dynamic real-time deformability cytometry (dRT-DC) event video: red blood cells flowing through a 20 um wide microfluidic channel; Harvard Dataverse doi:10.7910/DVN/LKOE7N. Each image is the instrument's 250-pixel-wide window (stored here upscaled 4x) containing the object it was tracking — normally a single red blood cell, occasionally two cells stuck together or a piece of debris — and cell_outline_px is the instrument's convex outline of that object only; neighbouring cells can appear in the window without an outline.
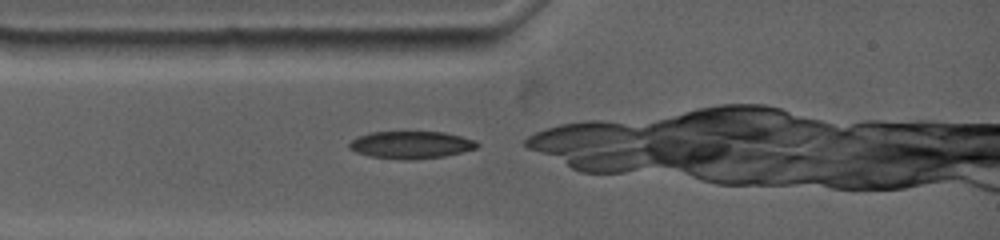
{"species": "common noctule bat (a hibernating species)", "species_latin": "Nyctalus noctula", "temperature_condition": "warm", "stored_images_in_passage": 15, "camera_frame_rate_fps": 4500, "um_per_image_px": 0.085, "animal": {"sex": "female", "body_mass_g": 19.0, "forearm_length_mm": 53.3}, "frame": {"image": 1, "passage_image": 1, "time_ms": 0.0, "image_size_px": [1000, 240], "cell_outline_px": [[480, 144], [476, 148], [444, 156], [412, 160], [408, 160], [372, 156], [356, 152], [348, 148], [348, 144], [352, 140], [368, 132], [444, 132], [476, 140]], "centroid_in_image_um": [34.94, 12.31], "position_along_channel_um": 50.1, "area_um2": 20.23}}